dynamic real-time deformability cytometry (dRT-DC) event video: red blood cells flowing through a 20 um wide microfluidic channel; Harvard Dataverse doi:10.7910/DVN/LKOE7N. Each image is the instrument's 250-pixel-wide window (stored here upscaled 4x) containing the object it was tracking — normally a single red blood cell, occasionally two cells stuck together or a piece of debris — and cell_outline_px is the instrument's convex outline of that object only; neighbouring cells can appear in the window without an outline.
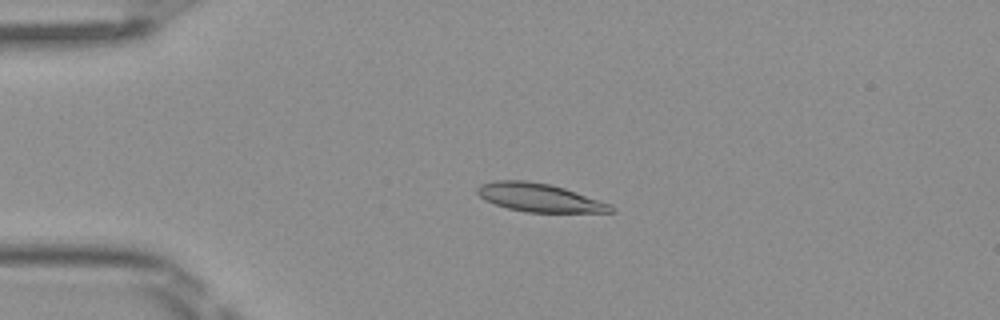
{"species": "Egyptian fruit bat (a non-hibernating species)", "species_latin": "Rousettus aegyptiacus", "temperature_condition": "room temperature", "stored_images_in_passage": 49, "camera_frame_rate_fps": 3000, "um_per_image_px": 0.085, "frame": {"image": 1, "passage_image": 11, "time_ms": 3.333, "image_size_px": [1000, 320], "cell_outline_px": [[616, 212], [528, 212], [508, 208], [484, 200], [476, 192], [476, 188], [480, 184], [492, 180], [524, 180], [552, 184], [612, 204], [616, 208]], "centroid_in_image_um": [45.85, 16.79], "position_along_channel_um": 39.2, "area_um2": 22.2}}
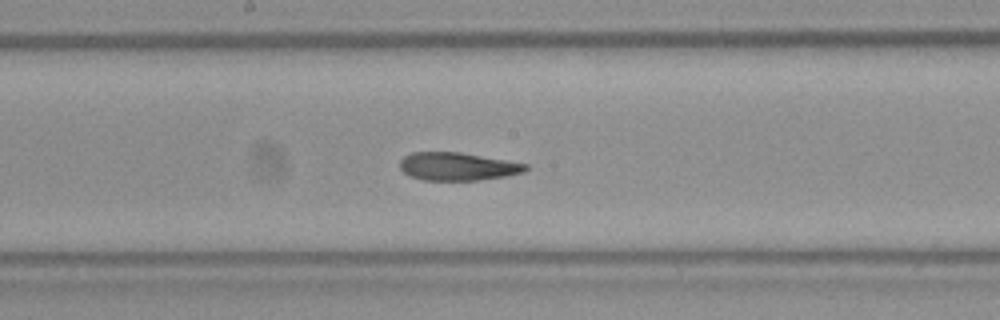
{"frame": {"image": 2, "passage_image": 26, "time_ms": 8.333, "image_size_px": [1000, 320], "cell_outline_px": [[528, 168], [524, 172], [504, 176], [476, 180], [424, 180], [412, 176], [404, 172], [400, 168], [400, 160], [404, 156], [412, 152], [460, 152], [528, 164]], "centroid_in_image_um": [38.88, 14.14], "position_along_channel_um": 209.3, "area_um2": 20.29}}
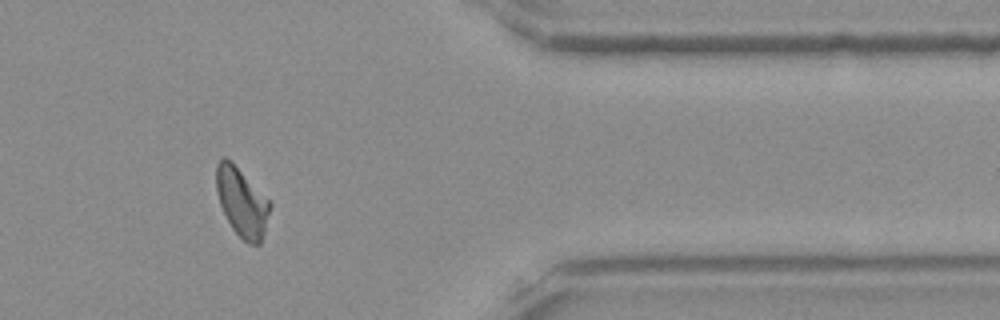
{"frame": {"image": 3, "passage_image": 41, "time_ms": 13.333, "image_size_px": [1000, 320], "cell_outline_px": [[272, 204], [264, 232], [260, 244], [248, 244], [232, 228], [220, 204], [216, 192], [216, 164], [224, 156], [232, 160]], "centroid_in_image_um": [20.55, 17.15], "position_along_channel_um": 390.9, "area_um2": 21.39}, "authors_computed_cell_mechanics": {"area_um2": 21.386, "velocity_mm_per_s": 4.0533, "shape_relaxation_time_tau1_ms": 7.532, "shape_relaxation_time_tau2_ms": 1.2721, "deformation_change_tau1": 0.2281, "deformation_change_tau2": 0.0778}}